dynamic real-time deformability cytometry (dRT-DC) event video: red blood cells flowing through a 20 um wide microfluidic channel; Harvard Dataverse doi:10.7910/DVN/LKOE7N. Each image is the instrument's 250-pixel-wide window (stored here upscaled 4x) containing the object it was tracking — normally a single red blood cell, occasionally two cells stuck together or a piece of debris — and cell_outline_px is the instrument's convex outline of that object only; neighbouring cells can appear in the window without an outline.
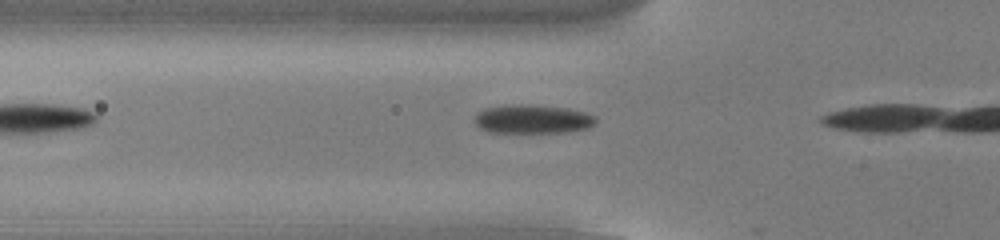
{"species": "common noctule bat (a hibernating species)", "species_latin": "Nyctalus noctula", "temperature_condition": "cold", "stored_images_in_passage": 5, "camera_frame_rate_fps": 3000, "um_per_image_px": 0.085, "animal": {"sex": "male", "body_mass_g": 13.0, "forearm_length_mm": 53.1}, "frame": {"image": 1, "passage_image": 3, "time_ms": 0.667, "image_size_px": [1000, 240], "cell_outline_px": [[596, 120], [588, 128], [568, 132], [488, 132], [480, 128], [476, 124], [476, 116], [480, 112], [488, 108], [520, 104], [528, 104], [564, 108], [584, 112], [596, 116]], "centroid_in_image_um": [45.3, 10.13], "position_along_channel_um": 80.5, "area_um2": 19.88}}